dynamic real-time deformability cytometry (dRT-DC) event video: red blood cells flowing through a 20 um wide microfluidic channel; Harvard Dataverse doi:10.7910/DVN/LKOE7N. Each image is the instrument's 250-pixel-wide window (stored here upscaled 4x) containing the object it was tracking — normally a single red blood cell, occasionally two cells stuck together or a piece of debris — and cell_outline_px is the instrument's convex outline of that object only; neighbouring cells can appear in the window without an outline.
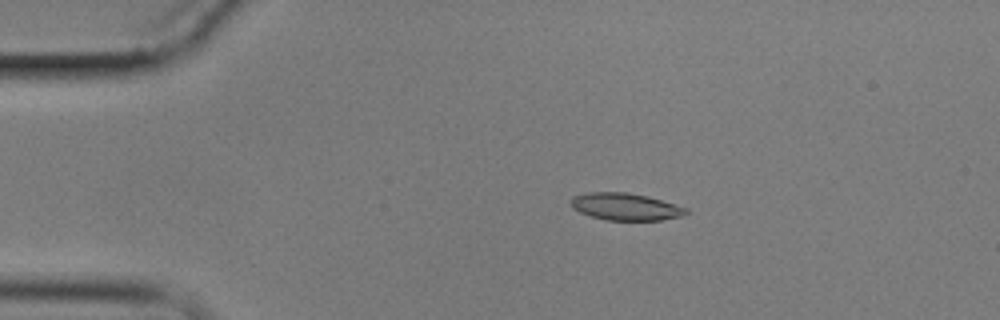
{"species": "common noctule bat (a hibernating species)", "species_latin": "Nyctalus noctula", "temperature_condition": "cold", "stored_images_in_passage": 5, "camera_frame_rate_fps": 3000, "um_per_image_px": 0.085, "animal": {"sex": "male", "body_mass_g": 17.9}, "frame": {"image": 1, "passage_image": 4, "time_ms": 3.333, "image_size_px": [1000, 320], "cell_outline_px": [[688, 212], [684, 216], [660, 220], [604, 220], [580, 212], [572, 208], [572, 196], [588, 192], [628, 192], [648, 196], [688, 208]], "centroid_in_image_um": [53.19, 17.56], "position_along_channel_um": 31.8, "area_um2": 18.26}}